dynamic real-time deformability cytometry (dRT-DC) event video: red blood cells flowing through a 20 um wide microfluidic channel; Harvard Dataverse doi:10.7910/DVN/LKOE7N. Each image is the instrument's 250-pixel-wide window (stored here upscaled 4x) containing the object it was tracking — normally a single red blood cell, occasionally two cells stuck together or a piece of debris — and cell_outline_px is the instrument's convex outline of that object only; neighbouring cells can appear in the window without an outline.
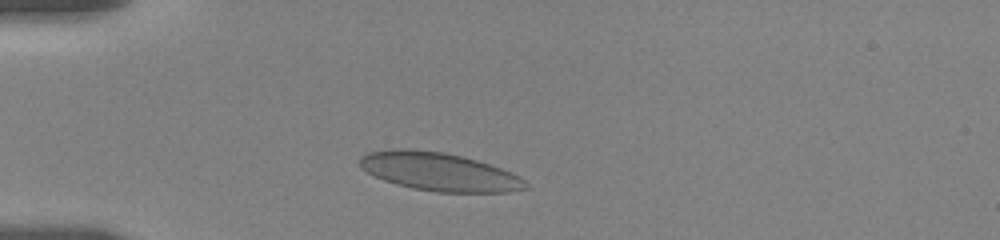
{"species": "human", "species_latin": "Homo sapiens", "temperature_condition": "room temperature", "stored_images_in_passage": 13, "camera_frame_rate_fps": 3000, "um_per_image_px": 0.085, "donor": {"sex": "female"}, "frame": {"image": 1, "passage_image": 8, "time_ms": 1.667, "image_size_px": [1000, 240], "cell_outline_px": [[532, 188], [508, 192], [436, 192], [412, 188], [396, 184], [384, 180], [360, 168], [360, 156], [368, 152], [400, 148], [444, 152], [476, 160], [500, 168], [524, 180]], "centroid_in_image_um": [37.31, 14.6], "position_along_channel_um": 47.7, "area_um2": 36.65}}
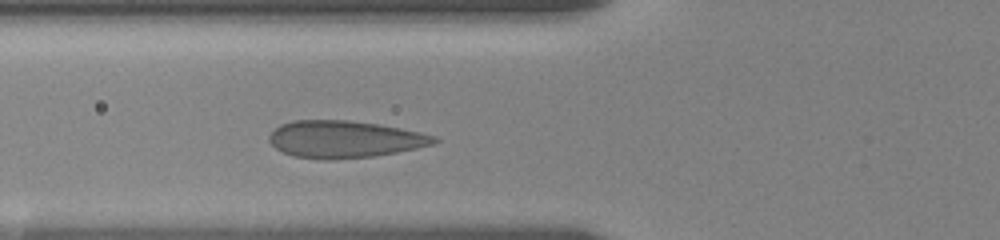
{"frame": {"image": 2, "passage_image": 13, "time_ms": 3.667, "image_size_px": [1000, 240], "cell_outline_px": [[440, 140], [432, 144], [416, 148], [396, 152], [372, 156], [328, 160], [292, 156], [276, 148], [268, 140], [268, 136], [280, 124], [292, 120], [348, 120], [380, 124], [420, 132], [436, 136]], "centroid_in_image_um": [29.27, 11.83], "position_along_channel_um": 96.5, "area_um2": 35.6}}